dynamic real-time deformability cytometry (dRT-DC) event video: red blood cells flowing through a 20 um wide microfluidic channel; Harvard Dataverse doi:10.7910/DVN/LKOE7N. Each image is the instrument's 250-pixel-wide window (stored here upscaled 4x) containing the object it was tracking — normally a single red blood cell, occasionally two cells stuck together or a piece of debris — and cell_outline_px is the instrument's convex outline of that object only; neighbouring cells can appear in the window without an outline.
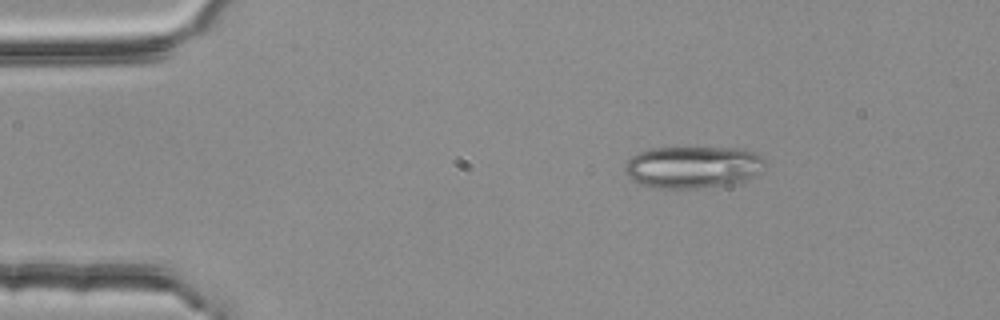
{"species": "common noctule bat (a hibernating species)", "species_latin": "Nyctalus noctula", "temperature_condition": "room temperature", "stored_images_in_passage": 46, "camera_frame_rate_fps": 3000, "um_per_image_px": 0.085, "animal": {"sex": "female", "body_mass_g": 25.1}, "frame": {"image": 1, "passage_image": 1, "time_ms": 0.0, "image_size_px": [1000, 320], "cell_outline_px": [[768, 164], [756, 176], [748, 180], [728, 184], [700, 188], [660, 188], [640, 184], [632, 180], [624, 172], [624, 164], [632, 156], [648, 148], [740, 148], [752, 152], [760, 156]], "centroid_in_image_um": [58.91, 14.2], "position_along_channel_um": 26.1, "area_um2": 34.51}}
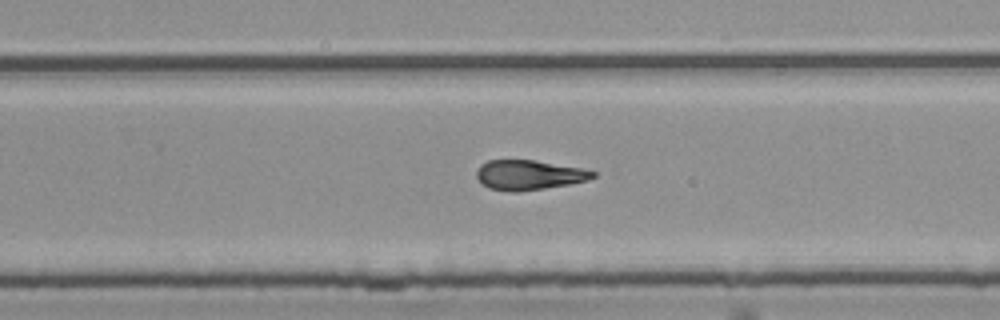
{"frame": {"image": 2, "passage_image": 27, "time_ms": 8.667, "image_size_px": [1000, 320], "cell_outline_px": [[596, 176], [588, 180], [568, 184], [544, 188], [516, 192], [508, 192], [488, 188], [476, 176], [476, 172], [480, 164], [488, 160], [532, 160], [580, 168], [596, 172]], "centroid_in_image_um": [44.93, 14.87], "position_along_channel_um": 284.9, "area_um2": 20.0}}
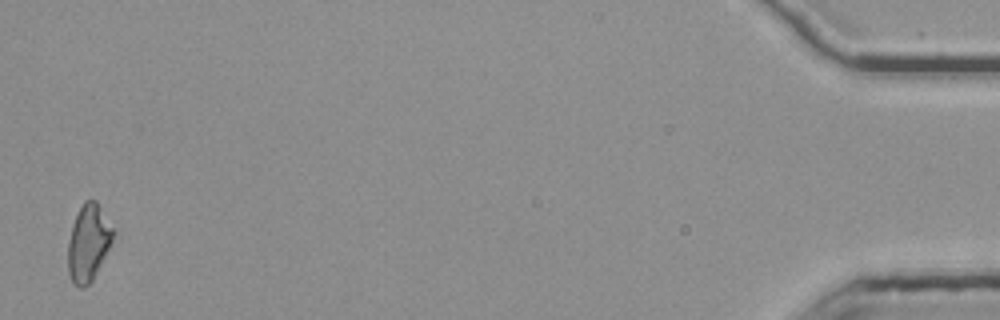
{"frame": {"image": 3, "passage_image": 46, "time_ms": 15.0, "image_size_px": [1000, 320], "cell_outline_px": [[120, 232], [92, 280], [84, 288], [80, 288], [72, 284], [68, 272], [68, 240], [76, 216], [84, 200], [96, 200], [120, 228]], "centroid_in_image_um": [7.63, 20.59], "position_along_channel_um": 427.6, "area_um2": 21.44}, "authors_computed_cell_mechanics": {"area_um2": 20.8947, "velocity_mm_per_s": 3.764, "shape_relaxation_time_tau1_ms": null, "shape_relaxation_time_tau2_ms": 4.7835, "deformation_change_tau1": null, "deformation_change_tau2": 0.137}}